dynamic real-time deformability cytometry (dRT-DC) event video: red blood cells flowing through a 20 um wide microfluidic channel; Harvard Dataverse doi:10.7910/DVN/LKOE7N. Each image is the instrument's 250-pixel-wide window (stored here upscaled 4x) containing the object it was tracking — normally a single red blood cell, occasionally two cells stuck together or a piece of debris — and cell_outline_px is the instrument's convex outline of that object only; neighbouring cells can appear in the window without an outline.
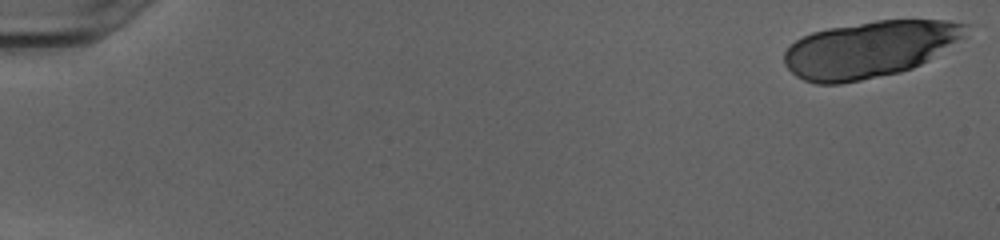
{"species": "human", "species_latin": "Homo sapiens", "temperature_condition": "cold", "stored_images_in_passage": 20, "camera_frame_rate_fps": 3000, "um_per_image_px": 0.085, "donor": {"sex": "female"}, "frame": {"image": 1, "passage_image": 1, "time_ms": 0.0, "image_size_px": [1000, 240], "cell_outline_px": [[968, 36], [928, 60], [912, 68], [900, 72], [840, 84], [816, 84], [804, 80], [796, 76], [784, 64], [784, 52], [796, 40], [812, 32], [828, 28], [876, 20], [948, 20], [968, 24]], "centroid_in_image_um": [73.94, 4.18], "position_along_channel_um": 11.1, "area_um2": 59.88}}